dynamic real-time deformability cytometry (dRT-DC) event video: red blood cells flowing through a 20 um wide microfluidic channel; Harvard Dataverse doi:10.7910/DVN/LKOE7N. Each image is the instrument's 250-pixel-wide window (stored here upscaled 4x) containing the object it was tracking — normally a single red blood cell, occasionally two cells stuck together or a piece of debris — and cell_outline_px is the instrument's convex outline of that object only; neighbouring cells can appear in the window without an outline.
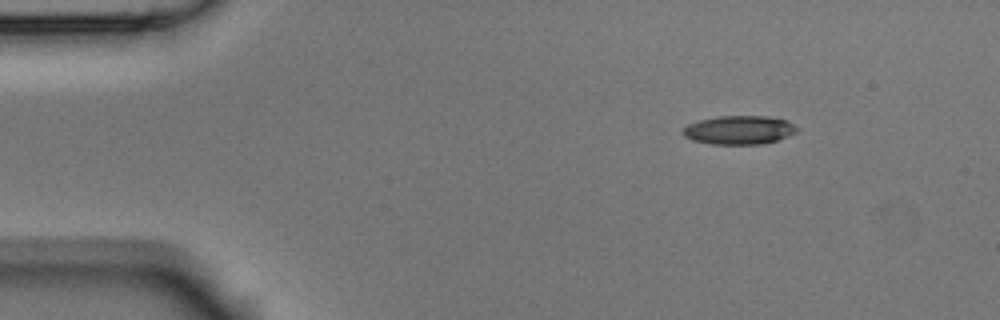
{"species": "Egyptian fruit bat (a non-hibernating species)", "species_latin": "Rousettus aegyptiacus", "temperature_condition": "room temperature", "stored_images_in_passage": 4, "segment_of_instrument_passage": [1, 2], "camera_frame_rate_fps": 3000, "um_per_image_px": 0.085, "animal": {"sex": "male"}, "frame": {"image": 1, "passage_image": 1, "time_ms": 0.0, "image_size_px": [1000, 320], "cell_outline_px": [[800, 128], [796, 132], [788, 136], [776, 140], [760, 144], [712, 144], [692, 140], [684, 136], [680, 132], [688, 124], [700, 120], [716, 116], [768, 116], [784, 120]], "centroid_in_image_um": [62.8, 11.05], "position_along_channel_um": 22.2, "area_um2": 19.02}}